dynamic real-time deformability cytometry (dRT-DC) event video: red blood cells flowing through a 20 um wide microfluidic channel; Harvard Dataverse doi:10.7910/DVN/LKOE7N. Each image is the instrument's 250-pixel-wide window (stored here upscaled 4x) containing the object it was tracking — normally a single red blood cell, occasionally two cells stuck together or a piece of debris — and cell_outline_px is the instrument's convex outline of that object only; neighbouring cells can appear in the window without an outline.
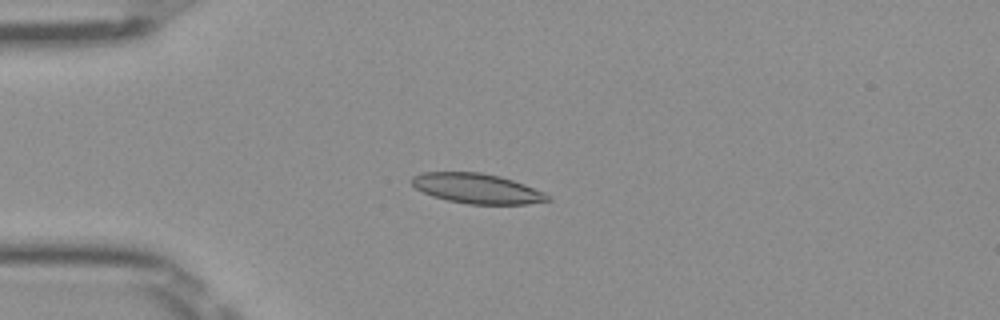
{"species": "Egyptian fruit bat (a non-hibernating species)", "species_latin": "Rousettus aegyptiacus", "temperature_condition": "room temperature", "stored_images_in_passage": 43, "camera_frame_rate_fps": 3000, "um_per_image_px": 0.085, "frame": {"image": 1, "passage_image": 6, "time_ms": 1.667, "image_size_px": [1000, 320], "cell_outline_px": [[552, 200], [528, 204], [468, 204], [448, 200], [432, 196], [416, 188], [412, 184], [412, 176], [420, 172], [480, 172], [500, 176], [524, 184], [544, 192], [552, 196]], "centroid_in_image_um": [40.57, 16.02], "position_along_channel_um": 44.4, "area_um2": 23.76}}
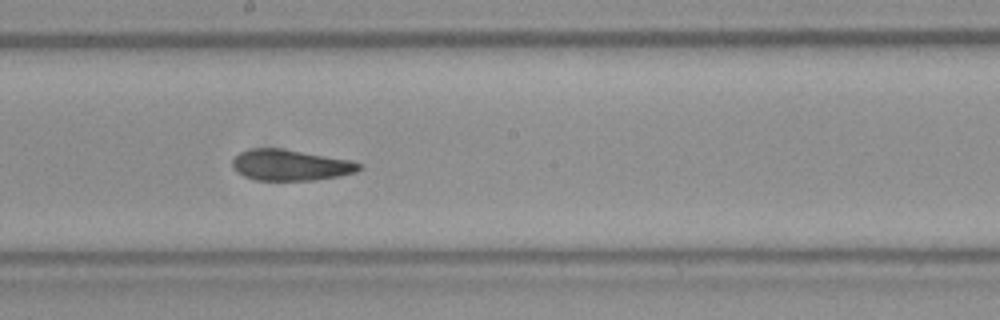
{"frame": {"image": 2, "passage_image": 21, "time_ms": 6.667, "image_size_px": [1000, 320], "cell_outline_px": [[360, 168], [356, 172], [340, 176], [312, 180], [256, 180], [244, 176], [236, 172], [232, 168], [232, 156], [240, 152], [252, 148], [280, 148], [348, 160], [360, 164]], "centroid_in_image_um": [24.6, 14.03], "position_along_channel_um": 223.6, "area_um2": 22.72}}
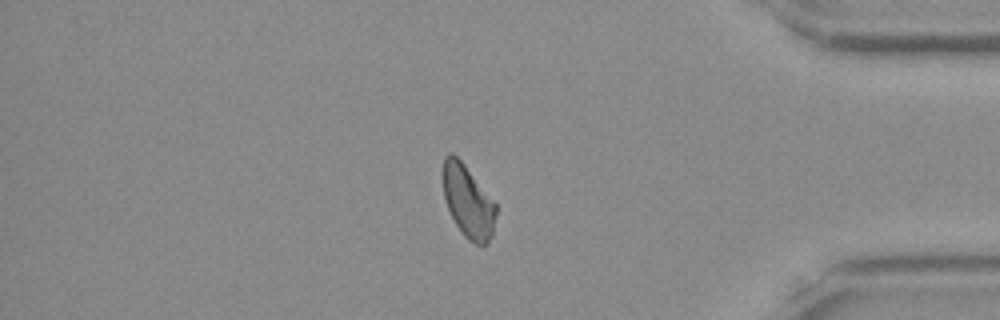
{"frame": {"image": 3, "passage_image": 36, "time_ms": 11.667, "image_size_px": [1000, 320], "cell_outline_px": [[496, 216], [492, 236], [488, 244], [476, 244], [468, 240], [464, 236], [456, 224], [444, 200], [444, 156], [448, 152], [452, 152], [464, 164], [496, 204]], "centroid_in_image_um": [39.79, 17.15], "position_along_channel_um": 395.4, "area_um2": 22.08}, "authors_computed_cell_mechanics": {"area_um2": 22.9466, "velocity_mm_per_s": 4.0147, "shape_relaxation_time_tau1_ms": 9.4777, "shape_relaxation_time_tau2_ms": 3.2996, "deformation_change_tau1": 0.172, "deformation_change_tau2": 0.1057}}